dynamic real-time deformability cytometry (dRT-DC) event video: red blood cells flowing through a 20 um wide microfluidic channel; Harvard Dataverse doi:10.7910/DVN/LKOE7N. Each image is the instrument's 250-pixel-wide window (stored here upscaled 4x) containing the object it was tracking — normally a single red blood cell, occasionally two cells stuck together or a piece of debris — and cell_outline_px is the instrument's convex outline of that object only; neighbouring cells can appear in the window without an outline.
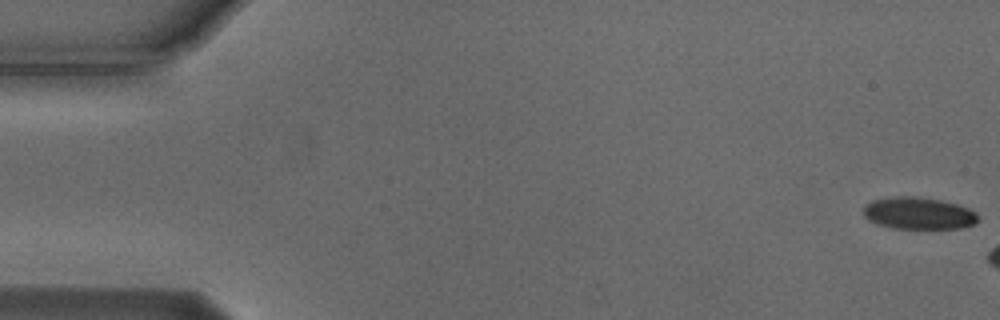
{"species": "Egyptian fruit bat (a non-hibernating species)", "species_latin": "Rousettus aegyptiacus", "temperature_condition": "cold", "stored_images_in_passage": 6, "camera_frame_rate_fps": 3000, "um_per_image_px": 0.085, "animal": {"sex": "male"}, "frame": {"image": 1, "passage_image": 1, "time_ms": 0.0, "image_size_px": [1000, 320], "cell_outline_px": [[980, 216], [972, 224], [960, 228], [892, 228], [876, 224], [868, 220], [864, 216], [864, 204], [872, 200], [896, 196], [912, 196], [940, 200], [956, 204], [968, 208], [976, 212]], "centroid_in_image_um": [78.04, 18.12], "position_along_channel_um": 7.0, "area_um2": 21.33}}